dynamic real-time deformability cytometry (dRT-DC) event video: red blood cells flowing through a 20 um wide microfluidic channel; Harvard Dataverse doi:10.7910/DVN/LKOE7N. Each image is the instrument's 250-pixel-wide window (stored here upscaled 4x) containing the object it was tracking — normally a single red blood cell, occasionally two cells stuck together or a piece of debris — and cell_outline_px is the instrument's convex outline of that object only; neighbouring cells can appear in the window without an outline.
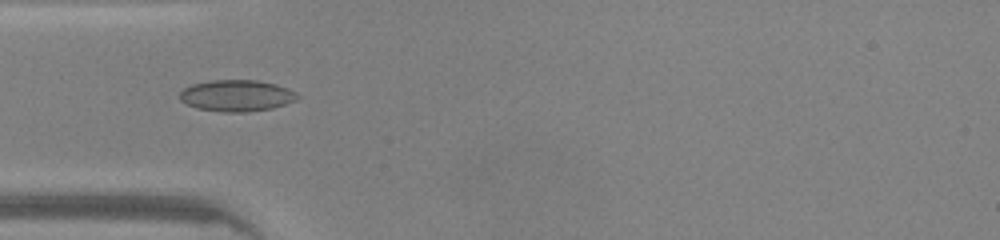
{"species": "common noctule bat (a hibernating species)", "species_latin": "Nyctalus noctula", "temperature_condition": "warm", "stored_images_in_passage": 34, "camera_frame_rate_fps": 3000, "um_per_image_px": 0.085, "animal": {"sex": "male", "body_mass_g": 20.0, "forearm_length_mm": 53.3}, "frame": {"image": 1, "passage_image": 1, "time_ms": 0.0, "image_size_px": [1000, 240], "cell_outline_px": [[300, 96], [296, 100], [272, 108], [248, 112], [224, 112], [196, 108], [180, 100], [180, 92], [184, 88], [192, 84], [212, 80], [256, 80], [276, 84], [288, 88], [296, 92]], "centroid_in_image_um": [20.13, 8.13], "position_along_channel_um": 64.9, "area_um2": 21.56}}
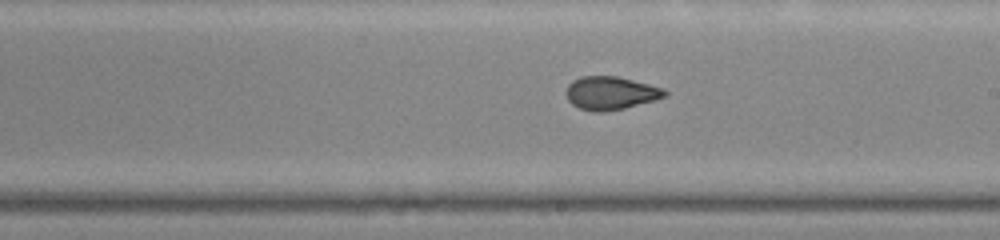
{"frame": {"image": 2, "passage_image": 13, "time_ms": 4.0, "image_size_px": [1000, 240], "cell_outline_px": [[668, 96], [656, 100], [624, 108], [600, 112], [596, 112], [580, 108], [572, 104], [568, 100], [564, 92], [568, 84], [572, 80], [580, 76], [616, 76], [664, 88], [668, 92]], "centroid_in_image_um": [51.9, 7.9], "position_along_channel_um": 237.1, "area_um2": 19.19}}
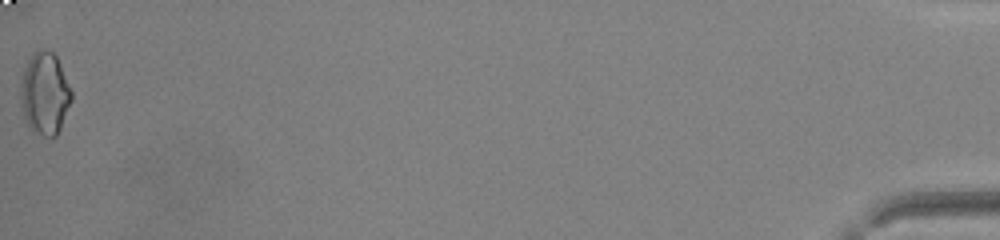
{"frame": {"image": 3, "passage_image": 34, "time_ms": 11.0, "image_size_px": [1000, 240], "cell_outline_px": [[72, 100], [60, 128], [56, 136], [44, 136], [32, 132], [24, 116], [20, 96], [20, 84], [24, 68], [32, 52], [40, 48], [44, 48], [52, 52], [56, 56], [60, 64], [72, 92]], "centroid_in_image_um": [3.8, 7.92], "position_along_channel_um": 431.4, "area_um2": 24.45}, "authors_computed_cell_mechanics": {"area_um2": 19.1318, "velocity_mm_per_s": 4.3032, "shape_relaxation_time_tau1_ms": null, "shape_relaxation_time_tau2_ms": 0.7301, "deformation_change_tau1": null, "deformation_change_tau2": 0.0456}}